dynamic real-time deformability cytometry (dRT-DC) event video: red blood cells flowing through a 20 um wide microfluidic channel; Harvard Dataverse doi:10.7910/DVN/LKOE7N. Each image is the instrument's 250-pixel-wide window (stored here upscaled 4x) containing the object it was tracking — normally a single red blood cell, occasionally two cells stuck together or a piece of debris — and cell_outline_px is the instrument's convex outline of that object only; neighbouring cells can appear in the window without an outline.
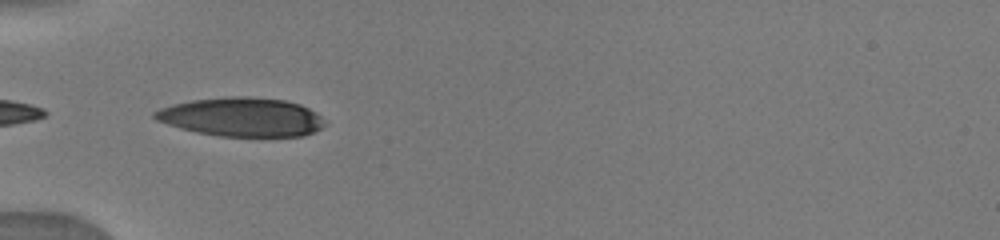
{"species": "human", "species_latin": "Homo sapiens", "temperature_condition": "warm", "stored_images_in_passage": 68, "camera_frame_rate_fps": 3000, "um_per_image_px": 0.085, "donor": {"sex": "male"}, "frame": {"image": 1, "passage_image": 1, "time_ms": 0.0, "image_size_px": [1000, 240], "cell_outline_px": [[328, 124], [304, 136], [220, 136], [196, 132], [180, 128], [156, 120], [152, 116], [152, 112], [160, 108], [172, 104], [192, 100], [224, 96], [248, 96], [284, 100], [300, 104], [316, 112]], "centroid_in_image_um": [20.53, 9.94], "position_along_channel_um": 64.5, "area_um2": 38.67}}